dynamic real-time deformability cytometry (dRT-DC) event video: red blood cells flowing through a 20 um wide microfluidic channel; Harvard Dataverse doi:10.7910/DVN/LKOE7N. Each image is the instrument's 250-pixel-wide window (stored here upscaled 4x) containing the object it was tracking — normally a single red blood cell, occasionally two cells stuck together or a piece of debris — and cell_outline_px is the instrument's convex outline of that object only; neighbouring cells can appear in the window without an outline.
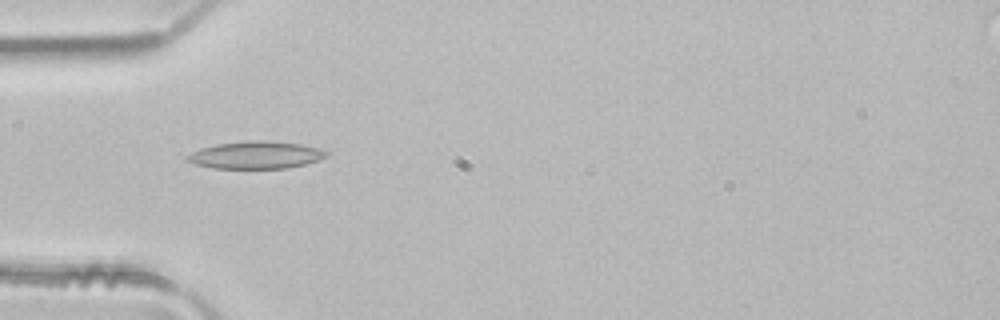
{"species": "common noctule bat (a hibernating species)", "species_latin": "Nyctalus noctula", "temperature_condition": "room temperature", "stored_images_in_passage": 4, "camera_frame_rate_fps": 3000, "um_per_image_px": 0.085, "animal": {"sex": "male", "body_mass_g": 21.5, "forearm_length_mm": 52.0}, "frame": {"image": 1, "passage_image": 4, "time_ms": 1.0, "image_size_px": [1000, 320], "cell_outline_px": [[328, 156], [320, 160], [288, 168], [212, 168], [196, 164], [188, 160], [188, 156], [192, 152], [200, 148], [216, 144], [248, 140], [264, 140], [300, 144], [320, 148], [328, 152]], "centroid_in_image_um": [21.79, 13.17], "position_along_channel_um": 63.2, "area_um2": 22.14}}